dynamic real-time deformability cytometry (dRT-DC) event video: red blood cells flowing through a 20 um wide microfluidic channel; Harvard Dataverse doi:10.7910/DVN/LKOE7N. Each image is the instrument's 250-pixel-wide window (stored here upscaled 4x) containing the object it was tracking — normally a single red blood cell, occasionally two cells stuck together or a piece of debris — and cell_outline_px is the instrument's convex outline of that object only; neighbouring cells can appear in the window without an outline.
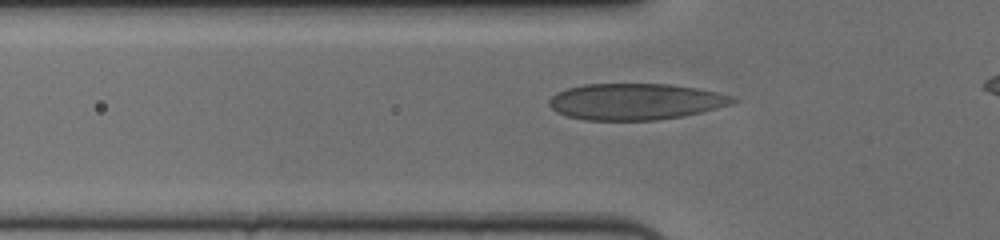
{"species": "human", "species_latin": "Homo sapiens", "temperature_condition": "cold", "stored_images_in_passage": 40, "camera_frame_rate_fps": 3000, "um_per_image_px": 0.085, "donor": {"sex": "female"}, "frame": {"image": 1, "passage_image": 9, "time_ms": 2.667, "image_size_px": [1000, 240], "cell_outline_px": [[740, 100], [732, 104], [700, 112], [680, 116], [656, 120], [584, 120], [568, 116], [556, 112], [548, 104], [548, 100], [556, 92], [568, 88], [584, 84], [672, 84], [696, 88], [716, 92], [732, 96]], "centroid_in_image_um": [53.99, 8.63], "position_along_channel_um": 71.8, "area_um2": 38.84}}
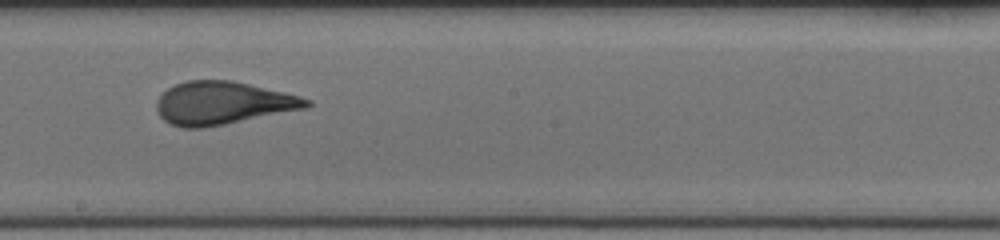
{"frame": {"image": 2, "passage_image": 22, "time_ms": 7.0, "image_size_px": [1000, 240], "cell_outline_px": [[312, 104], [308, 108], [204, 128], [184, 128], [168, 124], [156, 112], [156, 100], [168, 88], [176, 84], [188, 80], [232, 80], [284, 92], [300, 96], [312, 100]], "centroid_in_image_um": [18.93, 8.77], "position_along_channel_um": 229.3, "area_um2": 37.69}}
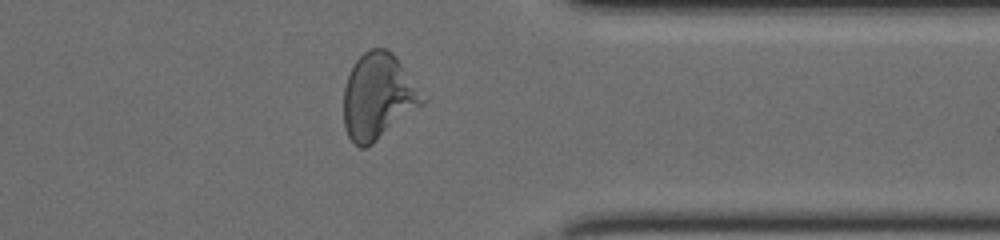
{"frame": {"image": 3, "passage_image": 35, "time_ms": 11.333, "image_size_px": [1000, 240], "cell_outline_px": [[428, 100], [424, 104], [372, 144], [364, 148], [360, 148], [348, 136], [344, 128], [344, 84], [356, 60], [368, 48], [384, 48], [392, 52], [428, 96]], "centroid_in_image_um": [32.18, 8.19], "position_along_channel_um": 379.2, "area_um2": 39.77}, "authors_computed_cell_mechanics": {"area_um2": 37.6567, "velocity_mm_per_s": 3.6374, "shape_relaxation_time_tau1_ms": 5.3626, "shape_relaxation_time_tau2_ms": 0.8999, "deformation_change_tau1": 0.1785, "deformation_change_tau2": 0.0756}}